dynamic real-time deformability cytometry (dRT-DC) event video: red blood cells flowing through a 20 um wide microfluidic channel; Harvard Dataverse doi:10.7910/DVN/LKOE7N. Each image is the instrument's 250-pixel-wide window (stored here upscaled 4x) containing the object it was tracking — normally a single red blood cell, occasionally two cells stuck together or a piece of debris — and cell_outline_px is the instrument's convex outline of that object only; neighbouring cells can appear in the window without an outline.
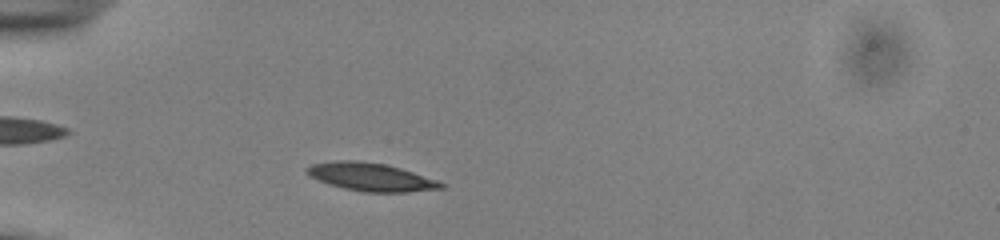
{"species": "common noctule bat (a hibernating species)", "species_latin": "Nyctalus noctula", "temperature_condition": "cold", "stored_images_in_passage": 43, "camera_frame_rate_fps": 3000, "um_per_image_px": 0.085, "animal": {"sex": "male", "body_mass_g": 13.0, "forearm_length_mm": 53.1}, "frame": {"image": 1, "passage_image": 6, "time_ms": 1.667, "image_size_px": [1000, 240], "cell_outline_px": [[444, 188], [408, 192], [364, 192], [344, 188], [328, 184], [304, 172], [304, 168], [312, 164], [336, 160], [356, 160], [384, 164], [400, 168], [436, 180], [444, 184]], "centroid_in_image_um": [31.49, 15.04], "position_along_channel_um": 53.5, "area_um2": 21.73}}
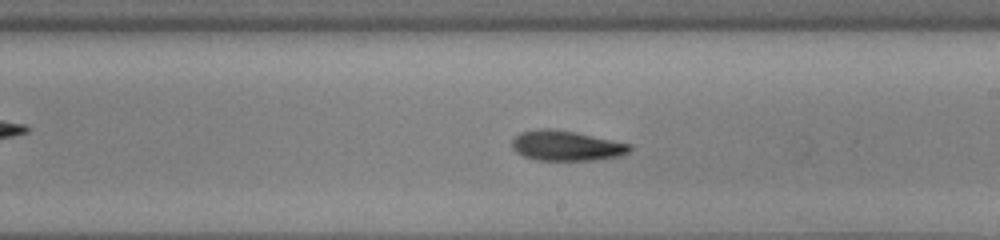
{"frame": {"image": 2, "passage_image": 22, "time_ms": 7.0, "image_size_px": [1000, 240], "cell_outline_px": [[632, 148], [628, 152], [620, 156], [592, 160], [536, 160], [524, 156], [516, 152], [512, 148], [512, 140], [520, 132], [544, 128], [548, 128], [576, 132], [632, 144]], "centroid_in_image_um": [48.14, 12.38], "position_along_channel_um": 240.9, "area_um2": 20.63}}
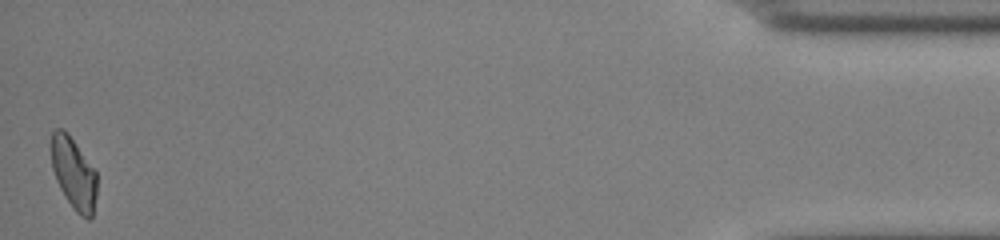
{"frame": {"image": 3, "passage_image": 43, "time_ms": 14.0, "image_size_px": [1000, 240], "cell_outline_px": [[96, 196], [92, 216], [88, 220], [80, 216], [72, 208], [64, 196], [56, 180], [52, 168], [52, 132], [56, 128], [64, 128], [68, 132], [96, 172]], "centroid_in_image_um": [6.26, 14.75], "position_along_channel_um": 428.9, "area_um2": 19.02}, "authors_computed_cell_mechanics": {"area_um2": 20.6924, "velocity_mm_per_s": 3.8523, "shape_relaxation_time_tau1_ms": 2.8163, "shape_relaxation_time_tau2_ms": 7.9029, "deformation_change_tau1": 0.1253, "deformation_change_tau2": 0.1599}}